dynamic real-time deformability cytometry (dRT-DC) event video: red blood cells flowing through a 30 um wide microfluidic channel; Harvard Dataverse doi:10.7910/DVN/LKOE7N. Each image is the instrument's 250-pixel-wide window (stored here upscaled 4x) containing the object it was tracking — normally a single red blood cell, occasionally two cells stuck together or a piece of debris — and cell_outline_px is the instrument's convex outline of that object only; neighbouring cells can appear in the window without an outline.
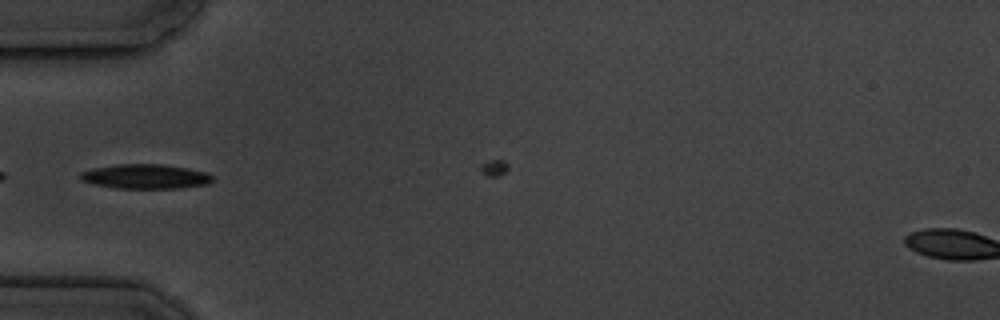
{"species": "common noctule bat (a hibernating species)", "species_latin": "Nyctalus noctula", "temperature_condition": "cold", "stored_images_in_passage": 5, "camera_frame_rate_fps": 3000, "um_per_image_px": 0.085, "animal": {"sex": "male", "body_mass_g": 19.5, "forearm_length_mm": 54.6}, "frame": {"image": 1, "passage_image": 5, "time_ms": 4.667, "image_size_px": [1000, 320], "cell_outline_px": [[212, 180], [208, 184], [176, 188], [116, 188], [92, 184], [80, 180], [80, 172], [92, 168], [116, 164], [160, 164], [188, 168], [204, 172], [212, 176]], "centroid_in_image_um": [12.3, 15.0], "position_along_channel_um": 72.7, "area_um2": 18.84}}